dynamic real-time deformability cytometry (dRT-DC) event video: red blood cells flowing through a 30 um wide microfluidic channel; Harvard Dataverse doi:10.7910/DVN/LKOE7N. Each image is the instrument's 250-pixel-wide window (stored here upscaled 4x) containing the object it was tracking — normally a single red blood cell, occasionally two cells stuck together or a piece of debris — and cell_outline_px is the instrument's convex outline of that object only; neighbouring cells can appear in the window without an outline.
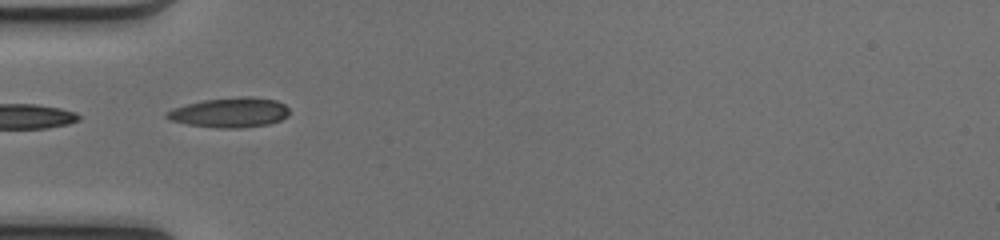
{"species": "common noctule bat (a hibernating species)", "species_latin": "Nyctalus noctula", "temperature_condition": "cold", "stored_images_in_passage": 14, "camera_frame_rate_fps": 3000, "um_per_image_px": 0.085, "animal": {"sex": "female", "body_mass_g": 17.0, "forearm_length_mm": 48.0}, "frame": {"image": 1, "passage_image": 1, "time_ms": 0.0, "image_size_px": [1000, 240], "cell_outline_px": [[288, 116], [280, 120], [268, 124], [240, 128], [216, 128], [188, 124], [168, 120], [164, 116], [164, 112], [172, 108], [204, 100], [240, 96], [252, 96], [276, 100], [284, 104], [288, 108]], "centroid_in_image_um": [19.51, 9.56], "position_along_channel_um": 65.5, "area_um2": 21.44}}
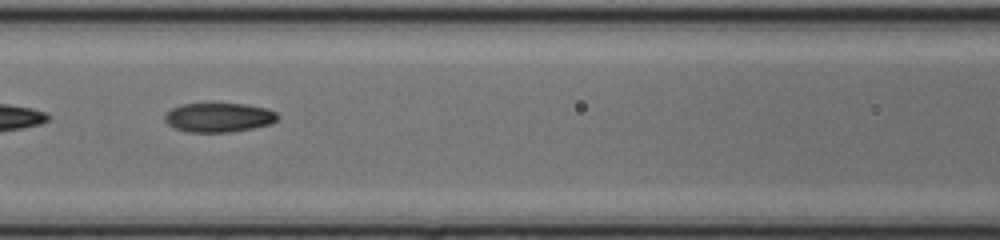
{"frame": {"image": 2, "passage_image": 7, "time_ms": 2.0, "image_size_px": [1000, 240], "cell_outline_px": [[280, 116], [272, 124], [232, 132], [188, 132], [176, 128], [168, 124], [164, 120], [164, 116], [172, 108], [180, 104], [244, 104], [268, 108], [276, 112]], "centroid_in_image_um": [18.63, 9.98], "position_along_channel_um": 148.0, "area_um2": 19.25}}